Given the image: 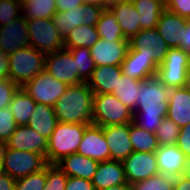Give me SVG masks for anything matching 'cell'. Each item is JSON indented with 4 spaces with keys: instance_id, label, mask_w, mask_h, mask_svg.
Masks as SVG:
<instances>
[{
    "instance_id": "obj_48",
    "label": "cell",
    "mask_w": 190,
    "mask_h": 190,
    "mask_svg": "<svg viewBox=\"0 0 190 190\" xmlns=\"http://www.w3.org/2000/svg\"><path fill=\"white\" fill-rule=\"evenodd\" d=\"M0 76L2 78H8L9 77L8 52H6L2 57H0Z\"/></svg>"
},
{
    "instance_id": "obj_54",
    "label": "cell",
    "mask_w": 190,
    "mask_h": 190,
    "mask_svg": "<svg viewBox=\"0 0 190 190\" xmlns=\"http://www.w3.org/2000/svg\"><path fill=\"white\" fill-rule=\"evenodd\" d=\"M182 176L190 180V159L187 160Z\"/></svg>"
},
{
    "instance_id": "obj_26",
    "label": "cell",
    "mask_w": 190,
    "mask_h": 190,
    "mask_svg": "<svg viewBox=\"0 0 190 190\" xmlns=\"http://www.w3.org/2000/svg\"><path fill=\"white\" fill-rule=\"evenodd\" d=\"M22 26V6L17 0H0V32L17 37Z\"/></svg>"
},
{
    "instance_id": "obj_58",
    "label": "cell",
    "mask_w": 190,
    "mask_h": 190,
    "mask_svg": "<svg viewBox=\"0 0 190 190\" xmlns=\"http://www.w3.org/2000/svg\"><path fill=\"white\" fill-rule=\"evenodd\" d=\"M21 6L25 5L26 3H29L31 0H17Z\"/></svg>"
},
{
    "instance_id": "obj_9",
    "label": "cell",
    "mask_w": 190,
    "mask_h": 190,
    "mask_svg": "<svg viewBox=\"0 0 190 190\" xmlns=\"http://www.w3.org/2000/svg\"><path fill=\"white\" fill-rule=\"evenodd\" d=\"M105 7L97 4H82L65 12H57L52 18L54 25L63 38L80 25L96 26Z\"/></svg>"
},
{
    "instance_id": "obj_39",
    "label": "cell",
    "mask_w": 190,
    "mask_h": 190,
    "mask_svg": "<svg viewBox=\"0 0 190 190\" xmlns=\"http://www.w3.org/2000/svg\"><path fill=\"white\" fill-rule=\"evenodd\" d=\"M67 179L68 176L59 167L48 164L44 190H65Z\"/></svg>"
},
{
    "instance_id": "obj_2",
    "label": "cell",
    "mask_w": 190,
    "mask_h": 190,
    "mask_svg": "<svg viewBox=\"0 0 190 190\" xmlns=\"http://www.w3.org/2000/svg\"><path fill=\"white\" fill-rule=\"evenodd\" d=\"M93 99L87 82L68 85L53 106L58 122L92 124Z\"/></svg>"
},
{
    "instance_id": "obj_35",
    "label": "cell",
    "mask_w": 190,
    "mask_h": 190,
    "mask_svg": "<svg viewBox=\"0 0 190 190\" xmlns=\"http://www.w3.org/2000/svg\"><path fill=\"white\" fill-rule=\"evenodd\" d=\"M65 49H68L72 53L73 59L76 61L80 80L82 82H87L95 69V63L91 57L90 48L78 47Z\"/></svg>"
},
{
    "instance_id": "obj_46",
    "label": "cell",
    "mask_w": 190,
    "mask_h": 190,
    "mask_svg": "<svg viewBox=\"0 0 190 190\" xmlns=\"http://www.w3.org/2000/svg\"><path fill=\"white\" fill-rule=\"evenodd\" d=\"M16 180L5 172H0V190H15Z\"/></svg>"
},
{
    "instance_id": "obj_37",
    "label": "cell",
    "mask_w": 190,
    "mask_h": 190,
    "mask_svg": "<svg viewBox=\"0 0 190 190\" xmlns=\"http://www.w3.org/2000/svg\"><path fill=\"white\" fill-rule=\"evenodd\" d=\"M180 127L171 119L165 117L158 127L155 135L159 146L175 145Z\"/></svg>"
},
{
    "instance_id": "obj_36",
    "label": "cell",
    "mask_w": 190,
    "mask_h": 190,
    "mask_svg": "<svg viewBox=\"0 0 190 190\" xmlns=\"http://www.w3.org/2000/svg\"><path fill=\"white\" fill-rule=\"evenodd\" d=\"M174 177L161 173L131 185V190H174Z\"/></svg>"
},
{
    "instance_id": "obj_7",
    "label": "cell",
    "mask_w": 190,
    "mask_h": 190,
    "mask_svg": "<svg viewBox=\"0 0 190 190\" xmlns=\"http://www.w3.org/2000/svg\"><path fill=\"white\" fill-rule=\"evenodd\" d=\"M189 66L190 55L179 47L170 48L163 63L158 66L156 77L167 88L184 87Z\"/></svg>"
},
{
    "instance_id": "obj_8",
    "label": "cell",
    "mask_w": 190,
    "mask_h": 190,
    "mask_svg": "<svg viewBox=\"0 0 190 190\" xmlns=\"http://www.w3.org/2000/svg\"><path fill=\"white\" fill-rule=\"evenodd\" d=\"M47 165L46 157L42 154L7 148L3 160V172L17 180L41 171Z\"/></svg>"
},
{
    "instance_id": "obj_20",
    "label": "cell",
    "mask_w": 190,
    "mask_h": 190,
    "mask_svg": "<svg viewBox=\"0 0 190 190\" xmlns=\"http://www.w3.org/2000/svg\"><path fill=\"white\" fill-rule=\"evenodd\" d=\"M166 117L180 128L190 123V89L187 86L170 88Z\"/></svg>"
},
{
    "instance_id": "obj_47",
    "label": "cell",
    "mask_w": 190,
    "mask_h": 190,
    "mask_svg": "<svg viewBox=\"0 0 190 190\" xmlns=\"http://www.w3.org/2000/svg\"><path fill=\"white\" fill-rule=\"evenodd\" d=\"M185 30L183 31L182 35V40L180 47L183 49L188 55H190V20L188 19L186 25H185Z\"/></svg>"
},
{
    "instance_id": "obj_41",
    "label": "cell",
    "mask_w": 190,
    "mask_h": 190,
    "mask_svg": "<svg viewBox=\"0 0 190 190\" xmlns=\"http://www.w3.org/2000/svg\"><path fill=\"white\" fill-rule=\"evenodd\" d=\"M18 88L19 86L9 78H3L0 81V109L10 105L13 95Z\"/></svg>"
},
{
    "instance_id": "obj_40",
    "label": "cell",
    "mask_w": 190,
    "mask_h": 190,
    "mask_svg": "<svg viewBox=\"0 0 190 190\" xmlns=\"http://www.w3.org/2000/svg\"><path fill=\"white\" fill-rule=\"evenodd\" d=\"M16 128L17 124L10 106L0 109V140L7 142Z\"/></svg>"
},
{
    "instance_id": "obj_25",
    "label": "cell",
    "mask_w": 190,
    "mask_h": 190,
    "mask_svg": "<svg viewBox=\"0 0 190 190\" xmlns=\"http://www.w3.org/2000/svg\"><path fill=\"white\" fill-rule=\"evenodd\" d=\"M99 162L77 153L63 157L55 165L68 177L92 180Z\"/></svg>"
},
{
    "instance_id": "obj_19",
    "label": "cell",
    "mask_w": 190,
    "mask_h": 190,
    "mask_svg": "<svg viewBox=\"0 0 190 190\" xmlns=\"http://www.w3.org/2000/svg\"><path fill=\"white\" fill-rule=\"evenodd\" d=\"M188 19L165 9L156 27L170 48L180 47L183 31Z\"/></svg>"
},
{
    "instance_id": "obj_31",
    "label": "cell",
    "mask_w": 190,
    "mask_h": 190,
    "mask_svg": "<svg viewBox=\"0 0 190 190\" xmlns=\"http://www.w3.org/2000/svg\"><path fill=\"white\" fill-rule=\"evenodd\" d=\"M99 38L96 26L82 24L67 34L64 38V48H91Z\"/></svg>"
},
{
    "instance_id": "obj_5",
    "label": "cell",
    "mask_w": 190,
    "mask_h": 190,
    "mask_svg": "<svg viewBox=\"0 0 190 190\" xmlns=\"http://www.w3.org/2000/svg\"><path fill=\"white\" fill-rule=\"evenodd\" d=\"M90 124L58 122L48 139L46 160L56 164L63 157L77 153L85 129Z\"/></svg>"
},
{
    "instance_id": "obj_4",
    "label": "cell",
    "mask_w": 190,
    "mask_h": 190,
    "mask_svg": "<svg viewBox=\"0 0 190 190\" xmlns=\"http://www.w3.org/2000/svg\"><path fill=\"white\" fill-rule=\"evenodd\" d=\"M17 38L46 55L64 48V38L58 32L52 18L23 21Z\"/></svg>"
},
{
    "instance_id": "obj_52",
    "label": "cell",
    "mask_w": 190,
    "mask_h": 190,
    "mask_svg": "<svg viewBox=\"0 0 190 190\" xmlns=\"http://www.w3.org/2000/svg\"><path fill=\"white\" fill-rule=\"evenodd\" d=\"M82 2L84 4H97V5H101L105 8H108L107 2L106 0H82Z\"/></svg>"
},
{
    "instance_id": "obj_42",
    "label": "cell",
    "mask_w": 190,
    "mask_h": 190,
    "mask_svg": "<svg viewBox=\"0 0 190 190\" xmlns=\"http://www.w3.org/2000/svg\"><path fill=\"white\" fill-rule=\"evenodd\" d=\"M166 9L181 17H190V0H168Z\"/></svg>"
},
{
    "instance_id": "obj_34",
    "label": "cell",
    "mask_w": 190,
    "mask_h": 190,
    "mask_svg": "<svg viewBox=\"0 0 190 190\" xmlns=\"http://www.w3.org/2000/svg\"><path fill=\"white\" fill-rule=\"evenodd\" d=\"M130 141L133 151L153 152L159 147L155 133L139 128L133 122L130 123Z\"/></svg>"
},
{
    "instance_id": "obj_27",
    "label": "cell",
    "mask_w": 190,
    "mask_h": 190,
    "mask_svg": "<svg viewBox=\"0 0 190 190\" xmlns=\"http://www.w3.org/2000/svg\"><path fill=\"white\" fill-rule=\"evenodd\" d=\"M57 123L58 120L53 106L36 103L27 125L34 129L38 134L49 139Z\"/></svg>"
},
{
    "instance_id": "obj_53",
    "label": "cell",
    "mask_w": 190,
    "mask_h": 190,
    "mask_svg": "<svg viewBox=\"0 0 190 190\" xmlns=\"http://www.w3.org/2000/svg\"><path fill=\"white\" fill-rule=\"evenodd\" d=\"M104 190H131V185L128 183L122 184V185H116V186H112V187L104 189Z\"/></svg>"
},
{
    "instance_id": "obj_45",
    "label": "cell",
    "mask_w": 190,
    "mask_h": 190,
    "mask_svg": "<svg viewBox=\"0 0 190 190\" xmlns=\"http://www.w3.org/2000/svg\"><path fill=\"white\" fill-rule=\"evenodd\" d=\"M82 4H84L82 0H56L57 12L69 11L80 7Z\"/></svg>"
},
{
    "instance_id": "obj_28",
    "label": "cell",
    "mask_w": 190,
    "mask_h": 190,
    "mask_svg": "<svg viewBox=\"0 0 190 190\" xmlns=\"http://www.w3.org/2000/svg\"><path fill=\"white\" fill-rule=\"evenodd\" d=\"M132 3L140 15V29L156 28L159 17L166 8L154 0H132Z\"/></svg>"
},
{
    "instance_id": "obj_15",
    "label": "cell",
    "mask_w": 190,
    "mask_h": 190,
    "mask_svg": "<svg viewBox=\"0 0 190 190\" xmlns=\"http://www.w3.org/2000/svg\"><path fill=\"white\" fill-rule=\"evenodd\" d=\"M77 154L98 162L110 160V150L101 126L90 124L85 129Z\"/></svg>"
},
{
    "instance_id": "obj_29",
    "label": "cell",
    "mask_w": 190,
    "mask_h": 190,
    "mask_svg": "<svg viewBox=\"0 0 190 190\" xmlns=\"http://www.w3.org/2000/svg\"><path fill=\"white\" fill-rule=\"evenodd\" d=\"M9 106L17 126H23L28 124L30 116L36 106V102L22 89V87H19L13 95Z\"/></svg>"
},
{
    "instance_id": "obj_56",
    "label": "cell",
    "mask_w": 190,
    "mask_h": 190,
    "mask_svg": "<svg viewBox=\"0 0 190 190\" xmlns=\"http://www.w3.org/2000/svg\"><path fill=\"white\" fill-rule=\"evenodd\" d=\"M154 1H157L158 3H161L165 8L168 4V0H154Z\"/></svg>"
},
{
    "instance_id": "obj_10",
    "label": "cell",
    "mask_w": 190,
    "mask_h": 190,
    "mask_svg": "<svg viewBox=\"0 0 190 190\" xmlns=\"http://www.w3.org/2000/svg\"><path fill=\"white\" fill-rule=\"evenodd\" d=\"M67 84L58 81L45 70L37 74L22 89L28 93L36 103L54 106L64 94Z\"/></svg>"
},
{
    "instance_id": "obj_33",
    "label": "cell",
    "mask_w": 190,
    "mask_h": 190,
    "mask_svg": "<svg viewBox=\"0 0 190 190\" xmlns=\"http://www.w3.org/2000/svg\"><path fill=\"white\" fill-rule=\"evenodd\" d=\"M56 13V0H31L22 6V22L29 19H51Z\"/></svg>"
},
{
    "instance_id": "obj_49",
    "label": "cell",
    "mask_w": 190,
    "mask_h": 190,
    "mask_svg": "<svg viewBox=\"0 0 190 190\" xmlns=\"http://www.w3.org/2000/svg\"><path fill=\"white\" fill-rule=\"evenodd\" d=\"M174 190H190V180L183 176L175 177Z\"/></svg>"
},
{
    "instance_id": "obj_17",
    "label": "cell",
    "mask_w": 190,
    "mask_h": 190,
    "mask_svg": "<svg viewBox=\"0 0 190 190\" xmlns=\"http://www.w3.org/2000/svg\"><path fill=\"white\" fill-rule=\"evenodd\" d=\"M8 148L20 151H32L46 157L48 139L38 134L28 125L17 126L7 141Z\"/></svg>"
},
{
    "instance_id": "obj_21",
    "label": "cell",
    "mask_w": 190,
    "mask_h": 190,
    "mask_svg": "<svg viewBox=\"0 0 190 190\" xmlns=\"http://www.w3.org/2000/svg\"><path fill=\"white\" fill-rule=\"evenodd\" d=\"M123 74L136 80H146L157 75L158 66L152 59L140 55L137 50H130L121 64Z\"/></svg>"
},
{
    "instance_id": "obj_30",
    "label": "cell",
    "mask_w": 190,
    "mask_h": 190,
    "mask_svg": "<svg viewBox=\"0 0 190 190\" xmlns=\"http://www.w3.org/2000/svg\"><path fill=\"white\" fill-rule=\"evenodd\" d=\"M141 81L142 80L132 79L122 74L120 80H118L117 87L112 93L132 112L135 110L138 103Z\"/></svg>"
},
{
    "instance_id": "obj_12",
    "label": "cell",
    "mask_w": 190,
    "mask_h": 190,
    "mask_svg": "<svg viewBox=\"0 0 190 190\" xmlns=\"http://www.w3.org/2000/svg\"><path fill=\"white\" fill-rule=\"evenodd\" d=\"M45 71L67 85L83 83L79 78L72 53L65 48L46 55Z\"/></svg>"
},
{
    "instance_id": "obj_1",
    "label": "cell",
    "mask_w": 190,
    "mask_h": 190,
    "mask_svg": "<svg viewBox=\"0 0 190 190\" xmlns=\"http://www.w3.org/2000/svg\"><path fill=\"white\" fill-rule=\"evenodd\" d=\"M138 103L133 111V123L155 133L168 113L170 88L155 76L140 82Z\"/></svg>"
},
{
    "instance_id": "obj_38",
    "label": "cell",
    "mask_w": 190,
    "mask_h": 190,
    "mask_svg": "<svg viewBox=\"0 0 190 190\" xmlns=\"http://www.w3.org/2000/svg\"><path fill=\"white\" fill-rule=\"evenodd\" d=\"M47 166L41 171L17 179L15 190H44L46 185Z\"/></svg>"
},
{
    "instance_id": "obj_22",
    "label": "cell",
    "mask_w": 190,
    "mask_h": 190,
    "mask_svg": "<svg viewBox=\"0 0 190 190\" xmlns=\"http://www.w3.org/2000/svg\"><path fill=\"white\" fill-rule=\"evenodd\" d=\"M96 190H104L116 185L127 184L123 163L116 160L99 162L91 180Z\"/></svg>"
},
{
    "instance_id": "obj_23",
    "label": "cell",
    "mask_w": 190,
    "mask_h": 190,
    "mask_svg": "<svg viewBox=\"0 0 190 190\" xmlns=\"http://www.w3.org/2000/svg\"><path fill=\"white\" fill-rule=\"evenodd\" d=\"M115 15L118 25L127 40L134 37L141 29L139 24V13L133 6L132 0L115 2L108 6Z\"/></svg>"
},
{
    "instance_id": "obj_24",
    "label": "cell",
    "mask_w": 190,
    "mask_h": 190,
    "mask_svg": "<svg viewBox=\"0 0 190 190\" xmlns=\"http://www.w3.org/2000/svg\"><path fill=\"white\" fill-rule=\"evenodd\" d=\"M122 74L123 71L121 66H95L87 83L94 94H111L117 87L118 80H120Z\"/></svg>"
},
{
    "instance_id": "obj_11",
    "label": "cell",
    "mask_w": 190,
    "mask_h": 190,
    "mask_svg": "<svg viewBox=\"0 0 190 190\" xmlns=\"http://www.w3.org/2000/svg\"><path fill=\"white\" fill-rule=\"evenodd\" d=\"M129 49L137 50L140 55L159 66L163 63L170 47L163 37L158 33L156 28L140 30L134 37L129 40Z\"/></svg>"
},
{
    "instance_id": "obj_43",
    "label": "cell",
    "mask_w": 190,
    "mask_h": 190,
    "mask_svg": "<svg viewBox=\"0 0 190 190\" xmlns=\"http://www.w3.org/2000/svg\"><path fill=\"white\" fill-rule=\"evenodd\" d=\"M176 145L190 159V123L180 128Z\"/></svg>"
},
{
    "instance_id": "obj_44",
    "label": "cell",
    "mask_w": 190,
    "mask_h": 190,
    "mask_svg": "<svg viewBox=\"0 0 190 190\" xmlns=\"http://www.w3.org/2000/svg\"><path fill=\"white\" fill-rule=\"evenodd\" d=\"M65 190H96L91 180L68 177Z\"/></svg>"
},
{
    "instance_id": "obj_50",
    "label": "cell",
    "mask_w": 190,
    "mask_h": 190,
    "mask_svg": "<svg viewBox=\"0 0 190 190\" xmlns=\"http://www.w3.org/2000/svg\"><path fill=\"white\" fill-rule=\"evenodd\" d=\"M11 38L8 34L0 32V57L7 52L8 43Z\"/></svg>"
},
{
    "instance_id": "obj_32",
    "label": "cell",
    "mask_w": 190,
    "mask_h": 190,
    "mask_svg": "<svg viewBox=\"0 0 190 190\" xmlns=\"http://www.w3.org/2000/svg\"><path fill=\"white\" fill-rule=\"evenodd\" d=\"M99 36L108 42L127 40L118 25L115 15L109 8H105L96 24Z\"/></svg>"
},
{
    "instance_id": "obj_16",
    "label": "cell",
    "mask_w": 190,
    "mask_h": 190,
    "mask_svg": "<svg viewBox=\"0 0 190 190\" xmlns=\"http://www.w3.org/2000/svg\"><path fill=\"white\" fill-rule=\"evenodd\" d=\"M102 129L110 150V160H125L133 152L130 123L104 126Z\"/></svg>"
},
{
    "instance_id": "obj_55",
    "label": "cell",
    "mask_w": 190,
    "mask_h": 190,
    "mask_svg": "<svg viewBox=\"0 0 190 190\" xmlns=\"http://www.w3.org/2000/svg\"><path fill=\"white\" fill-rule=\"evenodd\" d=\"M186 86L190 89V66L188 67L187 71Z\"/></svg>"
},
{
    "instance_id": "obj_14",
    "label": "cell",
    "mask_w": 190,
    "mask_h": 190,
    "mask_svg": "<svg viewBox=\"0 0 190 190\" xmlns=\"http://www.w3.org/2000/svg\"><path fill=\"white\" fill-rule=\"evenodd\" d=\"M129 49V40L108 42L99 38L90 48L95 66H121Z\"/></svg>"
},
{
    "instance_id": "obj_51",
    "label": "cell",
    "mask_w": 190,
    "mask_h": 190,
    "mask_svg": "<svg viewBox=\"0 0 190 190\" xmlns=\"http://www.w3.org/2000/svg\"><path fill=\"white\" fill-rule=\"evenodd\" d=\"M8 148L6 141L0 140V172H3V160Z\"/></svg>"
},
{
    "instance_id": "obj_57",
    "label": "cell",
    "mask_w": 190,
    "mask_h": 190,
    "mask_svg": "<svg viewBox=\"0 0 190 190\" xmlns=\"http://www.w3.org/2000/svg\"><path fill=\"white\" fill-rule=\"evenodd\" d=\"M121 1H125V0H107V5L109 6L112 3L121 2Z\"/></svg>"
},
{
    "instance_id": "obj_18",
    "label": "cell",
    "mask_w": 190,
    "mask_h": 190,
    "mask_svg": "<svg viewBox=\"0 0 190 190\" xmlns=\"http://www.w3.org/2000/svg\"><path fill=\"white\" fill-rule=\"evenodd\" d=\"M159 173L171 176H182L188 158L175 145L159 146L155 152Z\"/></svg>"
},
{
    "instance_id": "obj_6",
    "label": "cell",
    "mask_w": 190,
    "mask_h": 190,
    "mask_svg": "<svg viewBox=\"0 0 190 190\" xmlns=\"http://www.w3.org/2000/svg\"><path fill=\"white\" fill-rule=\"evenodd\" d=\"M131 122H133V112L114 94H94L92 124L104 127Z\"/></svg>"
},
{
    "instance_id": "obj_13",
    "label": "cell",
    "mask_w": 190,
    "mask_h": 190,
    "mask_svg": "<svg viewBox=\"0 0 190 190\" xmlns=\"http://www.w3.org/2000/svg\"><path fill=\"white\" fill-rule=\"evenodd\" d=\"M122 163L126 180L130 185L159 173L156 155L153 152L133 151Z\"/></svg>"
},
{
    "instance_id": "obj_3",
    "label": "cell",
    "mask_w": 190,
    "mask_h": 190,
    "mask_svg": "<svg viewBox=\"0 0 190 190\" xmlns=\"http://www.w3.org/2000/svg\"><path fill=\"white\" fill-rule=\"evenodd\" d=\"M7 52L9 57L8 78L19 87L45 70L46 54L21 42L17 37L11 38Z\"/></svg>"
}]
</instances>
